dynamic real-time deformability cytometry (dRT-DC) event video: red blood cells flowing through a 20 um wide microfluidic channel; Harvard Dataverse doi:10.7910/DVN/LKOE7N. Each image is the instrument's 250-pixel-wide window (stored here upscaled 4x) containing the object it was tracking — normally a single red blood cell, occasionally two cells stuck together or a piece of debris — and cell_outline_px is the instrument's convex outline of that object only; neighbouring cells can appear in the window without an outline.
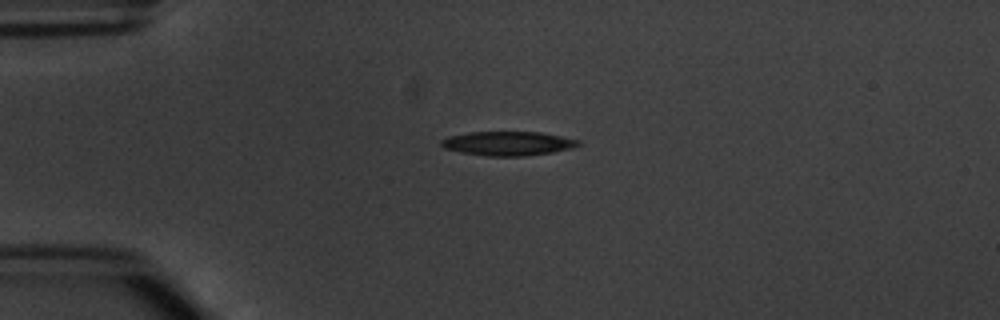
{"species": "common noctule bat (a hibernating species)", "species_latin": "Nyctalus noctula", "temperature_condition": "warm", "stored_images_in_passage": 1, "camera_frame_rate_fps": 3000, "um_per_image_px": 0.085, "animal": {"sex": "male", "body_mass_g": 20.1, "forearm_length_mm": 53.5}, "frame": {"image": 1, "passage_image": 1, "time_ms": 0.0, "image_size_px": [1000, 320], "cell_outline_px": [[580, 144], [572, 148], [552, 152], [524, 156], [488, 156], [460, 152], [444, 148], [440, 144], [440, 140], [448, 136], [468, 132], [540, 132], [580, 140]], "centroid_in_image_um": [43.14, 12.19], "position_along_channel_um": 41.9, "area_um2": 19.25}}